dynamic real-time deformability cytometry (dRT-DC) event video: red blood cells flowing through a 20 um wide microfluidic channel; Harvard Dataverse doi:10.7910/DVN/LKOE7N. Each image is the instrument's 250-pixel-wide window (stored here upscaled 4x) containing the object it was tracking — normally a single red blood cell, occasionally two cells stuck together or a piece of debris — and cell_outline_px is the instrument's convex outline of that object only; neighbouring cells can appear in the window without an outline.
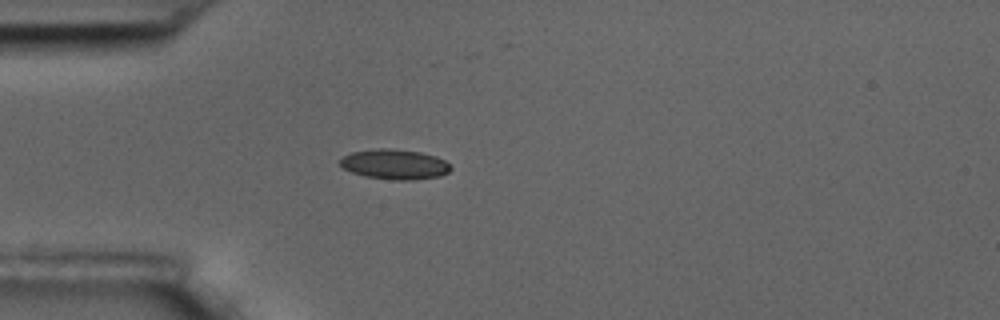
{"species": "common noctule bat (a hibernating species)", "species_latin": "Nyctalus noctula", "temperature_condition": "room temperature", "stored_images_in_passage": 2, "camera_frame_rate_fps": 3000, "um_per_image_px": 0.085, "animal": {"sex": "male", "body_mass_g": 17.5, "forearm_length_mm": 52.3}, "frame": {"image": 1, "passage_image": 1, "time_ms": 0.0, "image_size_px": [1000, 320], "cell_outline_px": [[452, 168], [448, 172], [440, 176], [412, 180], [392, 180], [364, 176], [352, 172], [344, 168], [340, 164], [340, 160], [344, 156], [352, 152], [380, 148], [388, 148], [420, 152], [436, 156], [444, 160]], "centroid_in_image_um": [33.55, 13.97], "position_along_channel_um": 51.4, "area_um2": 19.25}}